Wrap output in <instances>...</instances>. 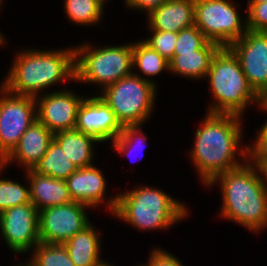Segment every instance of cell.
Listing matches in <instances>:
<instances>
[{
	"instance_id": "6da1fadb",
	"label": "cell",
	"mask_w": 267,
	"mask_h": 266,
	"mask_svg": "<svg viewBox=\"0 0 267 266\" xmlns=\"http://www.w3.org/2000/svg\"><path fill=\"white\" fill-rule=\"evenodd\" d=\"M204 115L194 130L193 145L187 154L197 180L205 188L217 175L238 168L249 159V142H243V117L206 112Z\"/></svg>"
},
{
	"instance_id": "7a4b0ae2",
	"label": "cell",
	"mask_w": 267,
	"mask_h": 266,
	"mask_svg": "<svg viewBox=\"0 0 267 266\" xmlns=\"http://www.w3.org/2000/svg\"><path fill=\"white\" fill-rule=\"evenodd\" d=\"M31 47L22 46L18 51L15 49L10 68L0 82L8 92L37 97L63 83L75 84L74 44L58 49Z\"/></svg>"
},
{
	"instance_id": "3957f363",
	"label": "cell",
	"mask_w": 267,
	"mask_h": 266,
	"mask_svg": "<svg viewBox=\"0 0 267 266\" xmlns=\"http://www.w3.org/2000/svg\"><path fill=\"white\" fill-rule=\"evenodd\" d=\"M218 187L219 216L252 234L267 230V191L256 165L248 159L240 167L217 175L205 189Z\"/></svg>"
},
{
	"instance_id": "277c9868",
	"label": "cell",
	"mask_w": 267,
	"mask_h": 266,
	"mask_svg": "<svg viewBox=\"0 0 267 266\" xmlns=\"http://www.w3.org/2000/svg\"><path fill=\"white\" fill-rule=\"evenodd\" d=\"M186 202L178 200L157 186L143 183L118 191V202L112 218L141 233L168 231L190 214Z\"/></svg>"
},
{
	"instance_id": "5b68a950",
	"label": "cell",
	"mask_w": 267,
	"mask_h": 266,
	"mask_svg": "<svg viewBox=\"0 0 267 266\" xmlns=\"http://www.w3.org/2000/svg\"><path fill=\"white\" fill-rule=\"evenodd\" d=\"M204 80L211 98L206 113L244 117L252 105L258 109L263 101L250 87L238 57L229 47L216 52Z\"/></svg>"
},
{
	"instance_id": "8992f818",
	"label": "cell",
	"mask_w": 267,
	"mask_h": 266,
	"mask_svg": "<svg viewBox=\"0 0 267 266\" xmlns=\"http://www.w3.org/2000/svg\"><path fill=\"white\" fill-rule=\"evenodd\" d=\"M87 41V42H86ZM90 40L75 44L76 84L94 85L102 92L132 73V41L96 45Z\"/></svg>"
},
{
	"instance_id": "52a82bcc",
	"label": "cell",
	"mask_w": 267,
	"mask_h": 266,
	"mask_svg": "<svg viewBox=\"0 0 267 266\" xmlns=\"http://www.w3.org/2000/svg\"><path fill=\"white\" fill-rule=\"evenodd\" d=\"M158 93L157 86L131 73L98 95L109 105L122 126H134L145 125L151 120L156 112Z\"/></svg>"
},
{
	"instance_id": "ba28073f",
	"label": "cell",
	"mask_w": 267,
	"mask_h": 266,
	"mask_svg": "<svg viewBox=\"0 0 267 266\" xmlns=\"http://www.w3.org/2000/svg\"><path fill=\"white\" fill-rule=\"evenodd\" d=\"M236 3L233 0H194V25L209 41L229 47L247 31L246 9L241 8L243 4Z\"/></svg>"
},
{
	"instance_id": "9c48e42d",
	"label": "cell",
	"mask_w": 267,
	"mask_h": 266,
	"mask_svg": "<svg viewBox=\"0 0 267 266\" xmlns=\"http://www.w3.org/2000/svg\"><path fill=\"white\" fill-rule=\"evenodd\" d=\"M36 119L35 97L12 94L0 85V163Z\"/></svg>"
},
{
	"instance_id": "30bf717a",
	"label": "cell",
	"mask_w": 267,
	"mask_h": 266,
	"mask_svg": "<svg viewBox=\"0 0 267 266\" xmlns=\"http://www.w3.org/2000/svg\"><path fill=\"white\" fill-rule=\"evenodd\" d=\"M0 240L10 253L29 255L40 243L39 211L32 203L8 208L0 213Z\"/></svg>"
},
{
	"instance_id": "8fae6325",
	"label": "cell",
	"mask_w": 267,
	"mask_h": 266,
	"mask_svg": "<svg viewBox=\"0 0 267 266\" xmlns=\"http://www.w3.org/2000/svg\"><path fill=\"white\" fill-rule=\"evenodd\" d=\"M92 210L90 206L80 202H70L40 210V243L65 244L91 221L93 222L88 215Z\"/></svg>"
},
{
	"instance_id": "7c38bea8",
	"label": "cell",
	"mask_w": 267,
	"mask_h": 266,
	"mask_svg": "<svg viewBox=\"0 0 267 266\" xmlns=\"http://www.w3.org/2000/svg\"><path fill=\"white\" fill-rule=\"evenodd\" d=\"M229 48L238 57L250 87L262 99L267 98V32L247 30Z\"/></svg>"
},
{
	"instance_id": "4fadbf2b",
	"label": "cell",
	"mask_w": 267,
	"mask_h": 266,
	"mask_svg": "<svg viewBox=\"0 0 267 266\" xmlns=\"http://www.w3.org/2000/svg\"><path fill=\"white\" fill-rule=\"evenodd\" d=\"M74 90L66 86L35 97L37 120L53 134L75 129L77 112L86 96Z\"/></svg>"
},
{
	"instance_id": "5bb4252c",
	"label": "cell",
	"mask_w": 267,
	"mask_h": 266,
	"mask_svg": "<svg viewBox=\"0 0 267 266\" xmlns=\"http://www.w3.org/2000/svg\"><path fill=\"white\" fill-rule=\"evenodd\" d=\"M96 164L78 168L65 180L67 188L73 202L86 204L92 209L105 207L106 213L108 211L112 216L117 207L118 193L108 195V178Z\"/></svg>"
},
{
	"instance_id": "9a60e30c",
	"label": "cell",
	"mask_w": 267,
	"mask_h": 266,
	"mask_svg": "<svg viewBox=\"0 0 267 266\" xmlns=\"http://www.w3.org/2000/svg\"><path fill=\"white\" fill-rule=\"evenodd\" d=\"M122 128L114 112L101 96L86 94L77 112L75 129L104 145L105 142L107 144L115 140Z\"/></svg>"
},
{
	"instance_id": "2e32d148",
	"label": "cell",
	"mask_w": 267,
	"mask_h": 266,
	"mask_svg": "<svg viewBox=\"0 0 267 266\" xmlns=\"http://www.w3.org/2000/svg\"><path fill=\"white\" fill-rule=\"evenodd\" d=\"M53 133L37 119L21 136L12 152L1 162L8 169L12 164L26 171L33 169L45 155Z\"/></svg>"
},
{
	"instance_id": "e0dca14e",
	"label": "cell",
	"mask_w": 267,
	"mask_h": 266,
	"mask_svg": "<svg viewBox=\"0 0 267 266\" xmlns=\"http://www.w3.org/2000/svg\"><path fill=\"white\" fill-rule=\"evenodd\" d=\"M146 18L147 30L178 33L194 25V0H168Z\"/></svg>"
},
{
	"instance_id": "ac0fdd59",
	"label": "cell",
	"mask_w": 267,
	"mask_h": 266,
	"mask_svg": "<svg viewBox=\"0 0 267 266\" xmlns=\"http://www.w3.org/2000/svg\"><path fill=\"white\" fill-rule=\"evenodd\" d=\"M23 174H26L29 182L31 203L38 211L73 202L65 180L41 175L33 169Z\"/></svg>"
},
{
	"instance_id": "d6986e66",
	"label": "cell",
	"mask_w": 267,
	"mask_h": 266,
	"mask_svg": "<svg viewBox=\"0 0 267 266\" xmlns=\"http://www.w3.org/2000/svg\"><path fill=\"white\" fill-rule=\"evenodd\" d=\"M221 48L217 43L208 41L200 50L179 53L169 60V74L188 80H203L210 69L212 59Z\"/></svg>"
},
{
	"instance_id": "ffe728a7",
	"label": "cell",
	"mask_w": 267,
	"mask_h": 266,
	"mask_svg": "<svg viewBox=\"0 0 267 266\" xmlns=\"http://www.w3.org/2000/svg\"><path fill=\"white\" fill-rule=\"evenodd\" d=\"M94 225L91 222L64 244L75 266H100L107 260L101 255L103 234Z\"/></svg>"
},
{
	"instance_id": "44dd1931",
	"label": "cell",
	"mask_w": 267,
	"mask_h": 266,
	"mask_svg": "<svg viewBox=\"0 0 267 266\" xmlns=\"http://www.w3.org/2000/svg\"><path fill=\"white\" fill-rule=\"evenodd\" d=\"M53 139L77 168L95 164L94 161L97 160L99 154L95 145H99L100 142L93 137L85 135L77 129H70L54 133Z\"/></svg>"
},
{
	"instance_id": "7402d4cb",
	"label": "cell",
	"mask_w": 267,
	"mask_h": 266,
	"mask_svg": "<svg viewBox=\"0 0 267 266\" xmlns=\"http://www.w3.org/2000/svg\"><path fill=\"white\" fill-rule=\"evenodd\" d=\"M138 40L132 42V73L159 88L157 79L153 77L164 72L170 73L169 61L144 43L141 38Z\"/></svg>"
},
{
	"instance_id": "603a6c76",
	"label": "cell",
	"mask_w": 267,
	"mask_h": 266,
	"mask_svg": "<svg viewBox=\"0 0 267 266\" xmlns=\"http://www.w3.org/2000/svg\"><path fill=\"white\" fill-rule=\"evenodd\" d=\"M62 3L64 14L71 25L99 27L106 15L105 8L97 0H63Z\"/></svg>"
},
{
	"instance_id": "cb8c5ba5",
	"label": "cell",
	"mask_w": 267,
	"mask_h": 266,
	"mask_svg": "<svg viewBox=\"0 0 267 266\" xmlns=\"http://www.w3.org/2000/svg\"><path fill=\"white\" fill-rule=\"evenodd\" d=\"M78 168L67 158L61 146L53 139L45 155L33 170L41 175L66 180Z\"/></svg>"
},
{
	"instance_id": "d4e9b609",
	"label": "cell",
	"mask_w": 267,
	"mask_h": 266,
	"mask_svg": "<svg viewBox=\"0 0 267 266\" xmlns=\"http://www.w3.org/2000/svg\"><path fill=\"white\" fill-rule=\"evenodd\" d=\"M144 126L145 125L123 126L121 133L110 143L112 151L121 155L122 158H129L130 161L133 159V156L135 157L138 154H142L139 158H143L144 150L148 146V137L146 132L143 131ZM137 158L136 161L139 160V158L138 160ZM132 161H134V159ZM133 163H135V161Z\"/></svg>"
},
{
	"instance_id": "484cf974",
	"label": "cell",
	"mask_w": 267,
	"mask_h": 266,
	"mask_svg": "<svg viewBox=\"0 0 267 266\" xmlns=\"http://www.w3.org/2000/svg\"><path fill=\"white\" fill-rule=\"evenodd\" d=\"M6 169V170H5ZM7 171L0 163V213L8 208L14 206L24 205L31 203L30 199V186L26 174L22 183L20 180L6 178L3 174Z\"/></svg>"
},
{
	"instance_id": "4316f807",
	"label": "cell",
	"mask_w": 267,
	"mask_h": 266,
	"mask_svg": "<svg viewBox=\"0 0 267 266\" xmlns=\"http://www.w3.org/2000/svg\"><path fill=\"white\" fill-rule=\"evenodd\" d=\"M27 260L33 266H75L64 244L39 243Z\"/></svg>"
},
{
	"instance_id": "83f0119b",
	"label": "cell",
	"mask_w": 267,
	"mask_h": 266,
	"mask_svg": "<svg viewBox=\"0 0 267 266\" xmlns=\"http://www.w3.org/2000/svg\"><path fill=\"white\" fill-rule=\"evenodd\" d=\"M141 40L169 61L174 54L177 33L148 30V35Z\"/></svg>"
},
{
	"instance_id": "f1b7e54d",
	"label": "cell",
	"mask_w": 267,
	"mask_h": 266,
	"mask_svg": "<svg viewBox=\"0 0 267 266\" xmlns=\"http://www.w3.org/2000/svg\"><path fill=\"white\" fill-rule=\"evenodd\" d=\"M208 41L205 35L195 25L183 29L177 33L173 56L179 55V53L200 50Z\"/></svg>"
},
{
	"instance_id": "f546056e",
	"label": "cell",
	"mask_w": 267,
	"mask_h": 266,
	"mask_svg": "<svg viewBox=\"0 0 267 266\" xmlns=\"http://www.w3.org/2000/svg\"><path fill=\"white\" fill-rule=\"evenodd\" d=\"M247 30L267 32V2H247Z\"/></svg>"
},
{
	"instance_id": "4dcf8cb0",
	"label": "cell",
	"mask_w": 267,
	"mask_h": 266,
	"mask_svg": "<svg viewBox=\"0 0 267 266\" xmlns=\"http://www.w3.org/2000/svg\"><path fill=\"white\" fill-rule=\"evenodd\" d=\"M256 111H261L262 113L266 114L267 101L263 100L260 107ZM253 139V142H249V156L267 155V119L264 118V122L261 123L260 128H257Z\"/></svg>"
},
{
	"instance_id": "1f68e13d",
	"label": "cell",
	"mask_w": 267,
	"mask_h": 266,
	"mask_svg": "<svg viewBox=\"0 0 267 266\" xmlns=\"http://www.w3.org/2000/svg\"><path fill=\"white\" fill-rule=\"evenodd\" d=\"M148 260L142 263L144 266H185L184 263L178 258L174 253L172 254L170 251L165 250L161 246L154 247L151 246Z\"/></svg>"
},
{
	"instance_id": "d6a6232c",
	"label": "cell",
	"mask_w": 267,
	"mask_h": 266,
	"mask_svg": "<svg viewBox=\"0 0 267 266\" xmlns=\"http://www.w3.org/2000/svg\"><path fill=\"white\" fill-rule=\"evenodd\" d=\"M168 0H123L125 9L137 11L146 17Z\"/></svg>"
},
{
	"instance_id": "836d02e7",
	"label": "cell",
	"mask_w": 267,
	"mask_h": 266,
	"mask_svg": "<svg viewBox=\"0 0 267 266\" xmlns=\"http://www.w3.org/2000/svg\"><path fill=\"white\" fill-rule=\"evenodd\" d=\"M249 159L256 165L259 170L262 183L267 191V155L249 156Z\"/></svg>"
},
{
	"instance_id": "e575fe53",
	"label": "cell",
	"mask_w": 267,
	"mask_h": 266,
	"mask_svg": "<svg viewBox=\"0 0 267 266\" xmlns=\"http://www.w3.org/2000/svg\"><path fill=\"white\" fill-rule=\"evenodd\" d=\"M5 0L0 4V11L2 10L3 11V7H5L4 5H5ZM8 41H7V38L5 37V34H4V32H2L1 30H0V49L2 48V47H4L5 45H7L8 43H7Z\"/></svg>"
},
{
	"instance_id": "d590c367",
	"label": "cell",
	"mask_w": 267,
	"mask_h": 266,
	"mask_svg": "<svg viewBox=\"0 0 267 266\" xmlns=\"http://www.w3.org/2000/svg\"><path fill=\"white\" fill-rule=\"evenodd\" d=\"M14 266H33L27 259L25 260V262L23 261H19V263L17 262V264H13Z\"/></svg>"
},
{
	"instance_id": "8d00e7d4",
	"label": "cell",
	"mask_w": 267,
	"mask_h": 266,
	"mask_svg": "<svg viewBox=\"0 0 267 266\" xmlns=\"http://www.w3.org/2000/svg\"><path fill=\"white\" fill-rule=\"evenodd\" d=\"M104 8L106 7V6H108V5H106V4H108V3H110L111 2V0H97Z\"/></svg>"
},
{
	"instance_id": "74e56055",
	"label": "cell",
	"mask_w": 267,
	"mask_h": 266,
	"mask_svg": "<svg viewBox=\"0 0 267 266\" xmlns=\"http://www.w3.org/2000/svg\"><path fill=\"white\" fill-rule=\"evenodd\" d=\"M100 266H115L112 262L110 261H105L103 264H101Z\"/></svg>"
},
{
	"instance_id": "f35d334b",
	"label": "cell",
	"mask_w": 267,
	"mask_h": 266,
	"mask_svg": "<svg viewBox=\"0 0 267 266\" xmlns=\"http://www.w3.org/2000/svg\"><path fill=\"white\" fill-rule=\"evenodd\" d=\"M247 2H267V0H246Z\"/></svg>"
}]
</instances>
